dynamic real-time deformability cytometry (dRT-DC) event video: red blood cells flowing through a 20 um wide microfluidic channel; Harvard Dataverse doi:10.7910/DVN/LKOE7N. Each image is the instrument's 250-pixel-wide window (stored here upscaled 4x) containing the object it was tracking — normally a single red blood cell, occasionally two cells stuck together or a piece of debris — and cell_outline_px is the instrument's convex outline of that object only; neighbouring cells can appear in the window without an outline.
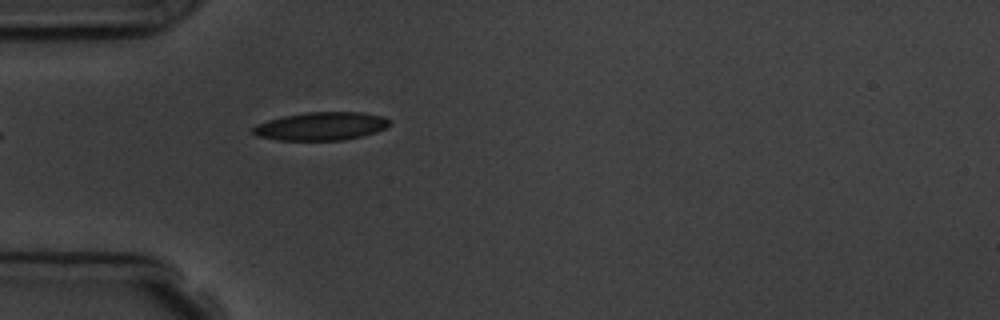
{"species": "common noctule bat (a hibernating species)", "species_latin": "Nyctalus noctula", "temperature_condition": "room temperature", "stored_images_in_passage": 5, "camera_frame_rate_fps": 3000, "um_per_image_px": 0.085, "animal": {"sex": "male", "body_mass_g": 19.5, "forearm_length_mm": 54.6}, "frame": {"image": 1, "passage_image": 5, "time_ms": 5.333, "image_size_px": [1000, 320], "cell_outline_px": [[388, 124], [384, 128], [376, 132], [344, 140], [276, 140], [256, 136], [252, 132], [252, 128], [256, 124], [268, 120], [284, 116], [304, 112], [364, 112], [384, 116], [388, 120]], "centroid_in_image_um": [27.25, 10.72], "position_along_channel_um": 57.7, "area_um2": 22.43}}